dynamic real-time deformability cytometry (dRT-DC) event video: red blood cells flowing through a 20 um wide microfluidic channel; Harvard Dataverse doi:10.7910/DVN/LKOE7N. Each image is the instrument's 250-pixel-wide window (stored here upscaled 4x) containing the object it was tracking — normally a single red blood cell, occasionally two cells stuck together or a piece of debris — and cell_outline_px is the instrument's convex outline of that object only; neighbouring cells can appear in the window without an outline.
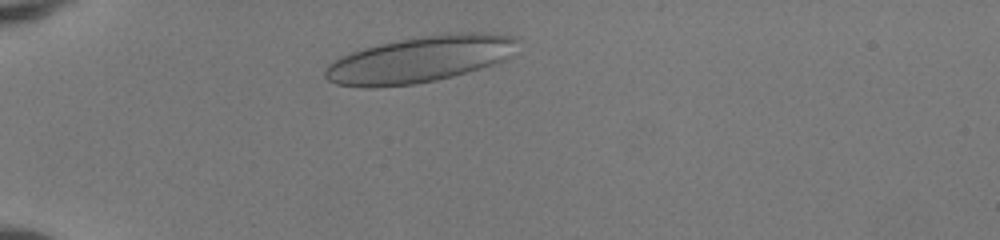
{"species": "human", "species_latin": "Homo sapiens", "temperature_condition": "room temperature", "stored_images_in_passage": 35, "camera_frame_rate_fps": 3000, "um_per_image_px": 0.085, "donor": {"sex": "female"}, "frame": {"image": 1, "passage_image": 4, "time_ms": 1.0, "image_size_px": [1000, 240], "cell_outline_px": [[516, 40], [508, 56], [492, 64], [452, 76], [436, 80], [412, 84], [372, 88], [364, 88], [336, 84], [328, 80], [324, 76], [324, 72], [328, 64], [352, 52], [364, 48], [380, 44], [420, 36], [444, 32], [488, 32], [516, 36]], "centroid_in_image_um": [35.64, 5.04], "position_along_channel_um": 49.4, "area_um2": 51.33}}
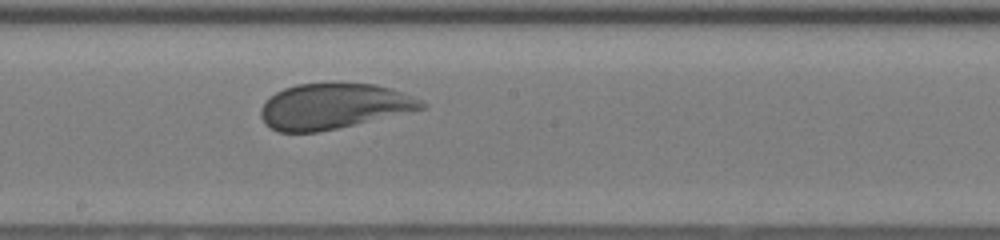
{"frame": {"image": 2, "passage_image": 19, "time_ms": 6.0, "image_size_px": [1000, 240], "cell_outline_px": [[428, 104], [424, 108], [336, 128], [316, 132], [280, 132], [264, 124], [260, 116], [260, 112], [264, 104], [276, 92], [284, 88], [296, 84], [336, 80], [376, 84], [392, 88], [404, 92]], "centroid_in_image_um": [28.34, 8.97], "position_along_channel_um": 219.9, "area_um2": 43.06}}
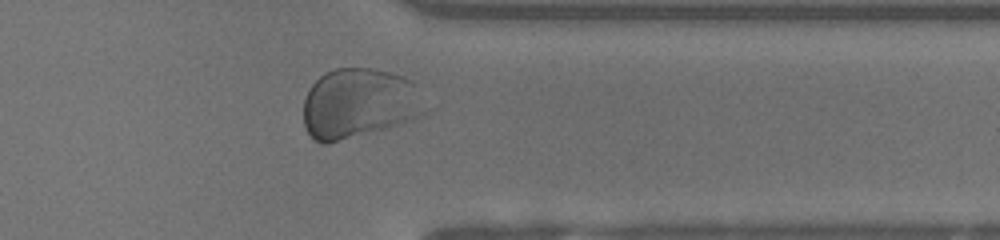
{"frame": {"image": 3, "passage_image": 31, "time_ms": 10.0, "image_size_px": [1000, 240], "cell_outline_px": [[436, 108], [432, 112], [412, 120], [388, 128], [328, 144], [320, 144], [308, 132], [304, 124], [304, 100], [312, 84], [324, 72], [336, 68], [372, 68], [404, 76], [412, 80]], "centroid_in_image_um": [30.66, 8.79], "position_along_channel_um": 380.7, "area_um2": 51.1}, "authors_computed_cell_mechanics": {"area_um2": 44.6794, "velocity_mm_per_s": 4.0627, "shape_relaxation_time_tau1_ms": 6.7775, "shape_relaxation_time_tau2_ms": null, "deformation_change_tau1": 0.2087, "deformation_change_tau2": null}}